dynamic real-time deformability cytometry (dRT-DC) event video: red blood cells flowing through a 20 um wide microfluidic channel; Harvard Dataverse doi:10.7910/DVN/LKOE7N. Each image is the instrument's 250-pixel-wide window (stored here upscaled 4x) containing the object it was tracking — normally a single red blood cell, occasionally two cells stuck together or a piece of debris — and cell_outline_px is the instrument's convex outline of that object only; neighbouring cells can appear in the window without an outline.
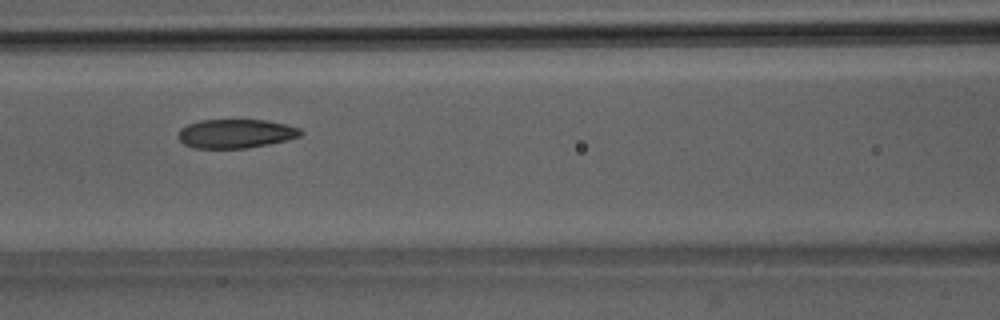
{"species": "Egyptian fruit bat (a non-hibernating species)", "species_latin": "Rousettus aegyptiacus", "temperature_condition": "room temperature", "stored_images_in_passage": 8, "camera_frame_rate_fps": 3000, "um_per_image_px": 0.085, "animal": {"sex": "male"}, "frame": {"image": 1, "passage_image": 6, "time_ms": 6.667, "image_size_px": [1000, 320], "cell_outline_px": [[304, 132], [300, 136], [288, 140], [268, 144], [244, 148], [192, 148], [184, 144], [180, 140], [180, 128], [188, 124], [200, 120], [268, 120], [300, 128]], "centroid_in_image_um": [20.06, 11.35], "position_along_channel_um": 146.5, "area_um2": 20.58}}